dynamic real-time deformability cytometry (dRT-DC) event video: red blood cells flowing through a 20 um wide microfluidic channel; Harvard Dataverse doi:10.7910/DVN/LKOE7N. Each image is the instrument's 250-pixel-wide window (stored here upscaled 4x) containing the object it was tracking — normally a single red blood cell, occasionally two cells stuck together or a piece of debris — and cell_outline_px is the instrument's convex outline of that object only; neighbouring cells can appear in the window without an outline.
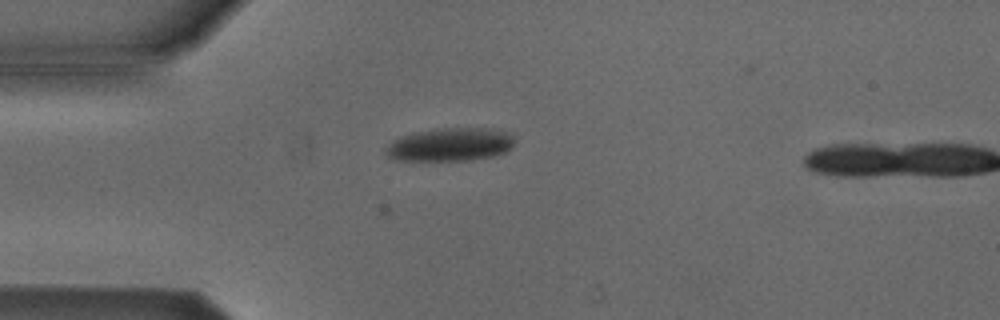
{"species": "Egyptian fruit bat (a non-hibernating species)", "species_latin": "Rousettus aegyptiacus", "temperature_condition": "cold", "stored_images_in_passage": 2, "camera_frame_rate_fps": 3000, "um_per_image_px": 0.085, "animal": {"sex": "male"}, "frame": {"image": 1, "passage_image": 2, "time_ms": 0.333, "image_size_px": [1000, 320], "cell_outline_px": [[512, 148], [504, 152], [492, 156], [472, 160], [396, 160], [388, 156], [384, 152], [396, 140], [404, 136], [420, 132], [444, 128], [488, 128], [508, 132], [512, 136]], "centroid_in_image_um": [38.33, 12.3], "position_along_channel_um": 46.7, "area_um2": 24.28}}